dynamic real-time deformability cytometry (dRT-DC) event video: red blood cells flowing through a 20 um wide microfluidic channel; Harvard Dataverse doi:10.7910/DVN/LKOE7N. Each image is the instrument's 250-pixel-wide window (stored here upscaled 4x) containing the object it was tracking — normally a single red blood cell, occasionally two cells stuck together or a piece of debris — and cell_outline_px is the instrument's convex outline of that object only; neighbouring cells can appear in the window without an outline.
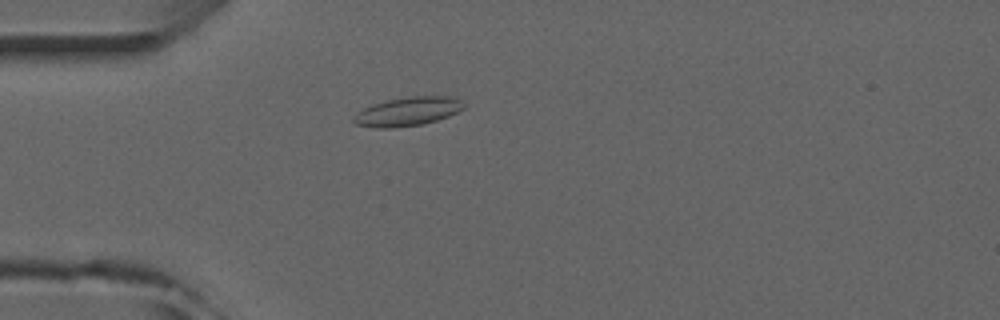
{"species": "common noctule bat (a hibernating species)", "species_latin": "Nyctalus noctula", "temperature_condition": "room temperature", "stored_images_in_passage": 4, "camera_frame_rate_fps": 3000, "um_per_image_px": 0.085, "animal": {"sex": "male", "forearm_length_mm": 52.5}, "frame": {"image": 1, "passage_image": 4, "time_ms": 3.333, "image_size_px": [1000, 320], "cell_outline_px": [[464, 108], [448, 116], [436, 120], [420, 124], [392, 128], [376, 128], [356, 124], [352, 120], [352, 116], [364, 108], [372, 104], [388, 100], [408, 96], [448, 96], [460, 100], [464, 104]], "centroid_in_image_um": [34.62, 9.47], "position_along_channel_um": 50.4, "area_um2": 18.32}}